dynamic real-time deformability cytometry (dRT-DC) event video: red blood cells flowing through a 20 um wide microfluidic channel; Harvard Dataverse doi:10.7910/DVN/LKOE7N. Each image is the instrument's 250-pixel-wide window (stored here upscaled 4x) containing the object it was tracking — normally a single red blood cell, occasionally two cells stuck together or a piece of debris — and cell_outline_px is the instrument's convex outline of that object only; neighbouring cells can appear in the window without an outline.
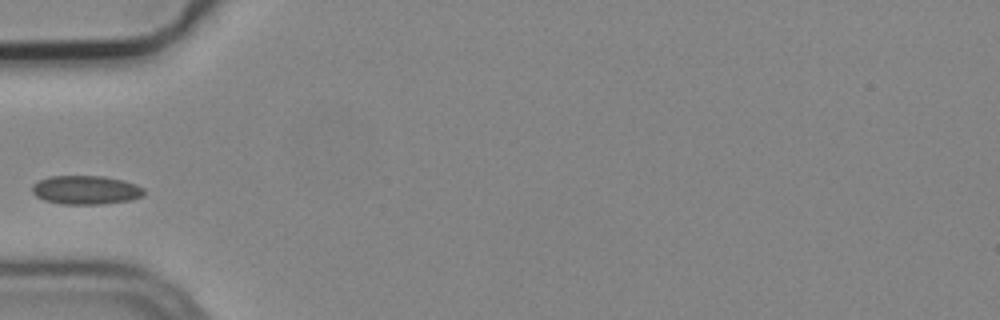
{"species": "common noctule bat (a hibernating species)", "species_latin": "Nyctalus noctula", "temperature_condition": "cold", "stored_images_in_passage": 1, "camera_frame_rate_fps": 3000, "um_per_image_px": 0.085, "animal": {"sex": "male", "body_mass_g": 19.2, "forearm_length_mm": 51.8}, "frame": {"image": 1, "passage_image": 1, "time_ms": 0.0, "image_size_px": [1000, 320], "cell_outline_px": [[144, 196], [132, 200], [100, 204], [60, 204], [44, 200], [36, 196], [32, 192], [32, 184], [48, 176], [104, 176], [124, 180], [136, 184], [144, 188]], "centroid_in_image_um": [7.31, 16.15], "position_along_channel_um": 77.7, "area_um2": 18.96}}